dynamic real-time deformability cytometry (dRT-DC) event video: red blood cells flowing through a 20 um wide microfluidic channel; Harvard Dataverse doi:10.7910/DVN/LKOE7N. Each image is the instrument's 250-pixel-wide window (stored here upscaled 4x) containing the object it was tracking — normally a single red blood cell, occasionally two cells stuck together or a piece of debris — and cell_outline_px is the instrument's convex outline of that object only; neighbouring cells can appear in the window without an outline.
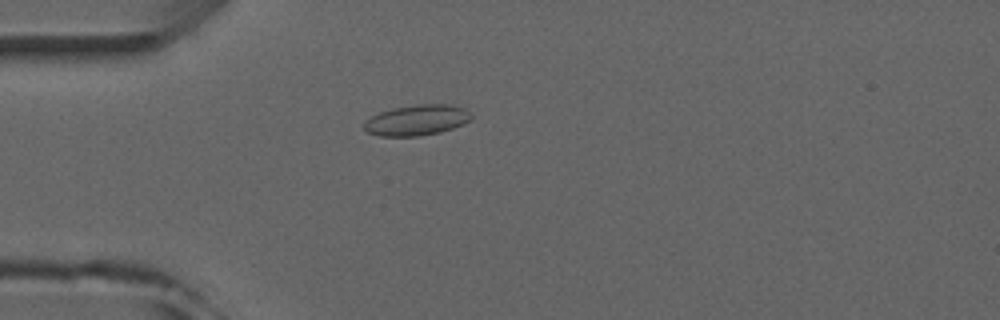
{"species": "common noctule bat (a hibernating species)", "species_latin": "Nyctalus noctula", "temperature_condition": "room temperature", "stored_images_in_passage": 5, "camera_frame_rate_fps": 3000, "um_per_image_px": 0.085, "animal": {"sex": "male", "forearm_length_mm": 52.5}, "frame": {"image": 1, "passage_image": 4, "time_ms": 4.333, "image_size_px": [1000, 320], "cell_outline_px": [[472, 116], [464, 124], [440, 132], [416, 136], [380, 136], [368, 132], [364, 128], [364, 124], [372, 116], [380, 112], [392, 108], [416, 104], [448, 104], [464, 108]], "centroid_in_image_um": [35.43, 10.2], "position_along_channel_um": 49.6, "area_um2": 18.9}}